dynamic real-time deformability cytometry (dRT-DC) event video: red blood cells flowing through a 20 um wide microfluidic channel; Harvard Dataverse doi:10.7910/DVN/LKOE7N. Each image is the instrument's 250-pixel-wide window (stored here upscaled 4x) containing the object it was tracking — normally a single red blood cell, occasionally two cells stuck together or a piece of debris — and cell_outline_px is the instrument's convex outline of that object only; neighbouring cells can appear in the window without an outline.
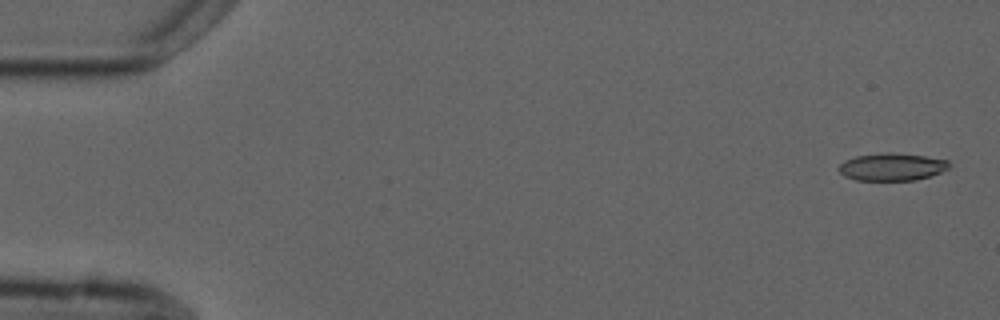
{"species": "common noctule bat (a hibernating species)", "species_latin": "Nyctalus noctula", "temperature_condition": "cold", "stored_images_in_passage": 6, "camera_frame_rate_fps": 3000, "um_per_image_px": 0.085, "animal": {"sex": "male", "forearm_length_mm": 52.5}, "frame": {"image": 1, "passage_image": 1, "time_ms": 0.0, "image_size_px": [1000, 320], "cell_outline_px": [[952, 164], [948, 168], [940, 172], [916, 180], [856, 180], [844, 176], [836, 168], [844, 160], [856, 156], [888, 152], [924, 156], [948, 160]], "centroid_in_image_um": [75.79, 14.18], "position_along_channel_um": 9.2, "area_um2": 17.63}}
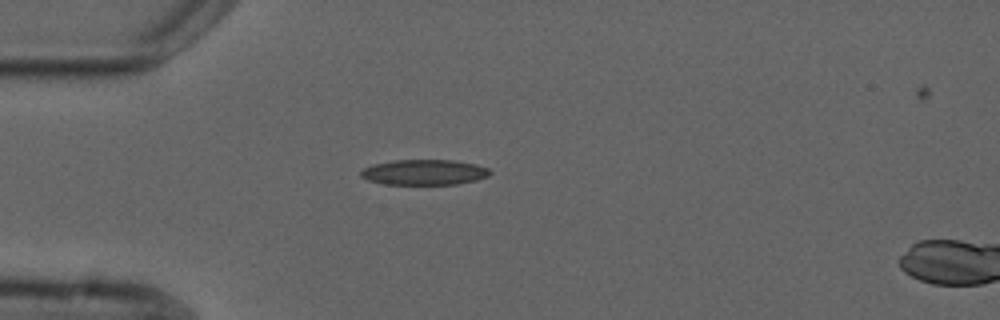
{"frame": {"image": 2, "passage_image": 5, "time_ms": 4.333, "image_size_px": [1000, 320], "cell_outline_px": [[492, 172], [488, 176], [476, 180], [456, 184], [384, 184], [368, 180], [360, 176], [360, 172], [364, 168], [372, 164], [396, 160], [452, 160], [476, 164], [488, 168]], "centroid_in_image_um": [36.06, 14.64], "position_along_channel_um": 48.9, "area_um2": 19.07}}